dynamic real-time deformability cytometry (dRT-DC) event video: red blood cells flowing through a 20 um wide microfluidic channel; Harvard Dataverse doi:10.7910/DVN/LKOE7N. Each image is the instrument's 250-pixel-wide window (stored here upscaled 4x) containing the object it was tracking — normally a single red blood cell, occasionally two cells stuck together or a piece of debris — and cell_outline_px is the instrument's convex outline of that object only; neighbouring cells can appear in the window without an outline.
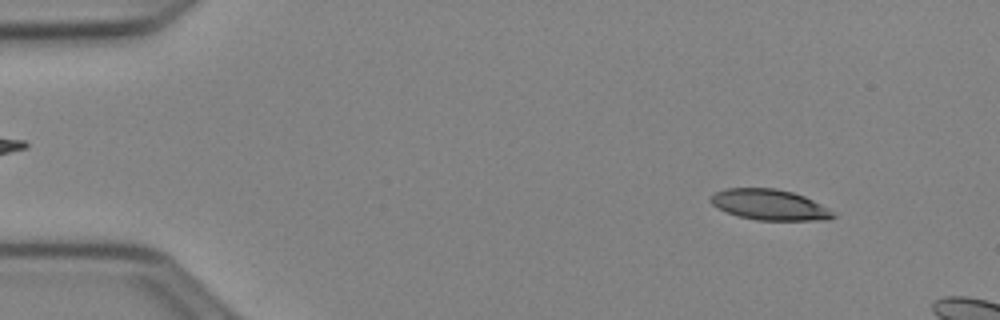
{"species": "Egyptian fruit bat (a non-hibernating species)", "species_latin": "Rousettus aegyptiacus", "temperature_condition": "cold", "stored_images_in_passage": 11, "camera_frame_rate_fps": 3000, "um_per_image_px": 0.085, "animal": {"sex": "female"}, "frame": {"image": 1, "passage_image": 5, "time_ms": 1.333, "image_size_px": [1000, 320], "cell_outline_px": [[836, 216], [828, 220], [756, 220], [740, 216], [716, 208], [708, 200], [716, 192], [724, 188], [776, 188], [792, 192], [804, 196], [828, 208]], "centroid_in_image_um": [65.39, 17.4], "position_along_channel_um": 19.6, "area_um2": 21.79}}